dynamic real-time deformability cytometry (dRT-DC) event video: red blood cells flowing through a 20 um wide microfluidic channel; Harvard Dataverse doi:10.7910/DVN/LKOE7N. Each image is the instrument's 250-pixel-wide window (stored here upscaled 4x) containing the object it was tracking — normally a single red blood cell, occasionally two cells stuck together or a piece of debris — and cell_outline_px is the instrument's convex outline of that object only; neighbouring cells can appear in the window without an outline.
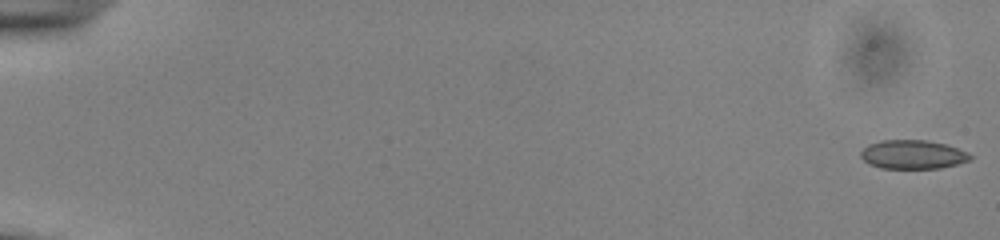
{"species": "common noctule bat (a hibernating species)", "species_latin": "Nyctalus noctula", "temperature_condition": "cold", "stored_images_in_passage": 54, "camera_frame_rate_fps": 3000, "um_per_image_px": 0.085, "animal": {"sex": "male", "body_mass_g": 13.0, "forearm_length_mm": 53.1}, "frame": {"image": 1, "passage_image": 1, "time_ms": 0.0, "image_size_px": [1000, 240], "cell_outline_px": [[972, 160], [940, 168], [880, 168], [868, 164], [860, 156], [860, 152], [868, 144], [880, 140], [924, 140], [944, 144], [968, 152], [972, 156]], "centroid_in_image_um": [77.56, 13.13], "position_along_channel_um": 7.4, "area_um2": 18.38}}
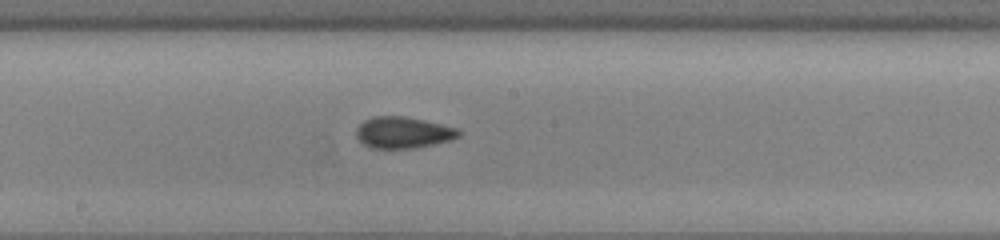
{"frame": {"image": 2, "passage_image": 31, "time_ms": 10.0, "image_size_px": [1000, 240], "cell_outline_px": [[464, 132], [460, 136], [452, 140], [436, 144], [412, 148], [372, 148], [364, 144], [356, 136], [356, 128], [364, 120], [372, 116], [404, 116], [424, 120], [460, 128]], "centroid_in_image_um": [34.33, 11.26], "position_along_channel_um": 213.9, "area_um2": 19.02}}
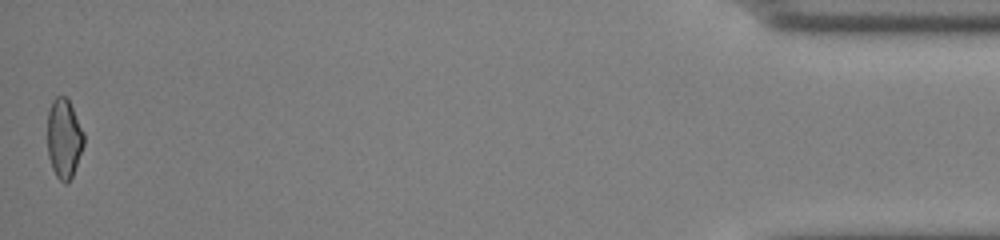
{"frame": {"image": 3, "passage_image": 54, "time_ms": 17.667, "image_size_px": [1000, 240], "cell_outline_px": [[84, 144], [72, 176], [68, 184], [64, 184], [56, 176], [52, 168], [48, 156], [48, 112], [52, 100], [56, 96], [68, 96], [84, 132]], "centroid_in_image_um": [5.45, 11.75], "position_along_channel_um": 429.8, "area_um2": 17.05}, "authors_computed_cell_mechanics": {"area_um2": 18.3226, "velocity_mm_per_s": 3.9092, "shape_relaxation_time_tau1_ms": 7.8297, "shape_relaxation_time_tau2_ms": 2.1396, "deformation_change_tau1": 0.1104, "deformation_change_tau2": 0.075}}